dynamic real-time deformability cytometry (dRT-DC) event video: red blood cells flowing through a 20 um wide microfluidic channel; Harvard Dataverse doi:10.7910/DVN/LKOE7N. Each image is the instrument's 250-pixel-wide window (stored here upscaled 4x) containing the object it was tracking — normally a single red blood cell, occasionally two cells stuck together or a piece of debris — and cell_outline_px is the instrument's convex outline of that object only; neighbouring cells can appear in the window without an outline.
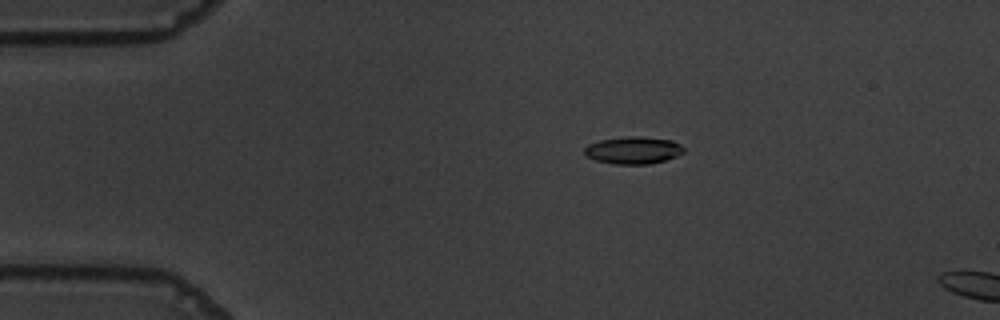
{"species": "common noctule bat (a hibernating species)", "species_latin": "Nyctalus noctula", "temperature_condition": "warm", "stored_images_in_passage": 14, "camera_frame_rate_fps": 3000, "um_per_image_px": 0.085, "animal": {"sex": "male", "body_mass_g": 19.5, "forearm_length_mm": 54.6}, "frame": {"image": 1, "passage_image": 10, "time_ms": 3.0, "image_size_px": [1000, 320], "cell_outline_px": [[684, 152], [676, 156], [664, 160], [648, 164], [612, 164], [596, 160], [588, 156], [584, 152], [584, 148], [588, 144], [600, 140], [628, 136], [636, 136], [672, 140], [680, 144], [684, 148]], "centroid_in_image_um": [53.82, 12.77], "position_along_channel_um": 31.2, "area_um2": 15.66}}